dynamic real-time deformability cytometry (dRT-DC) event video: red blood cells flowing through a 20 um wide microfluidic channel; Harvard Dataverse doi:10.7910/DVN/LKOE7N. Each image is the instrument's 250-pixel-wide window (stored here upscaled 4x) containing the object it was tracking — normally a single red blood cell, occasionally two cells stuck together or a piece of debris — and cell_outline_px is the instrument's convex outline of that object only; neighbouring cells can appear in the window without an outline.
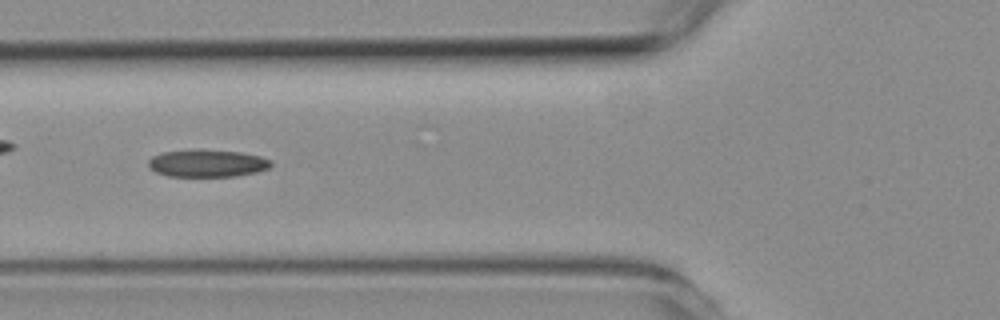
{"species": "common noctule bat (a hibernating species)", "species_latin": "Nyctalus noctula", "temperature_condition": "room temperature", "stored_images_in_passage": 7, "camera_frame_rate_fps": 3000, "um_per_image_px": 0.085, "animal": {"sex": "female", "body_mass_g": 19.3, "forearm_length_mm": 54.1}, "frame": {"image": 1, "passage_image": 7, "time_ms": 6.667, "image_size_px": [1000, 320], "cell_outline_px": [[272, 164], [268, 168], [256, 172], [236, 176], [168, 176], [156, 172], [148, 164], [148, 160], [152, 156], [160, 152], [196, 148], [200, 148], [240, 152], [260, 156], [272, 160]], "centroid_in_image_um": [17.6, 13.85], "position_along_channel_um": 108.2, "area_um2": 19.88}}